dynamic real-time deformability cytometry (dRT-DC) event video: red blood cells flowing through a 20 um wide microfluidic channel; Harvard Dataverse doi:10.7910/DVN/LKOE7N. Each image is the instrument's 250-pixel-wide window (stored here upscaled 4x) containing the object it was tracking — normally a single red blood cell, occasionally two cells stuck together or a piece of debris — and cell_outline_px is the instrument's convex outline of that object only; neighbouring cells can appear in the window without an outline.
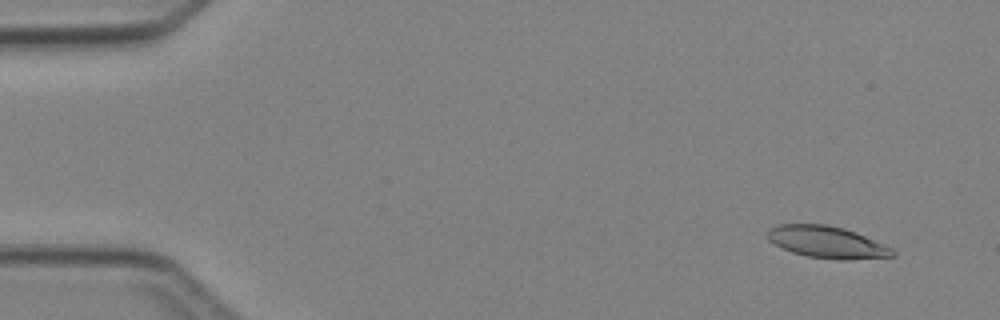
{"species": "Egyptian fruit bat (a non-hibernating species)", "species_latin": "Rousettus aegyptiacus", "temperature_condition": "cold", "stored_images_in_passage": 2, "camera_frame_rate_fps": 3000, "um_per_image_px": 0.085, "animal": {"sex": "female"}, "frame": {"image": 1, "passage_image": 2, "time_ms": 1.333, "image_size_px": [1000, 320], "cell_outline_px": [[896, 256], [848, 260], [840, 260], [808, 256], [792, 252], [768, 240], [768, 228], [780, 224], [828, 224], [844, 228], [856, 232], [892, 248], [896, 252]], "centroid_in_image_um": [70.32, 20.58], "position_along_channel_um": 14.7, "area_um2": 23.18}}